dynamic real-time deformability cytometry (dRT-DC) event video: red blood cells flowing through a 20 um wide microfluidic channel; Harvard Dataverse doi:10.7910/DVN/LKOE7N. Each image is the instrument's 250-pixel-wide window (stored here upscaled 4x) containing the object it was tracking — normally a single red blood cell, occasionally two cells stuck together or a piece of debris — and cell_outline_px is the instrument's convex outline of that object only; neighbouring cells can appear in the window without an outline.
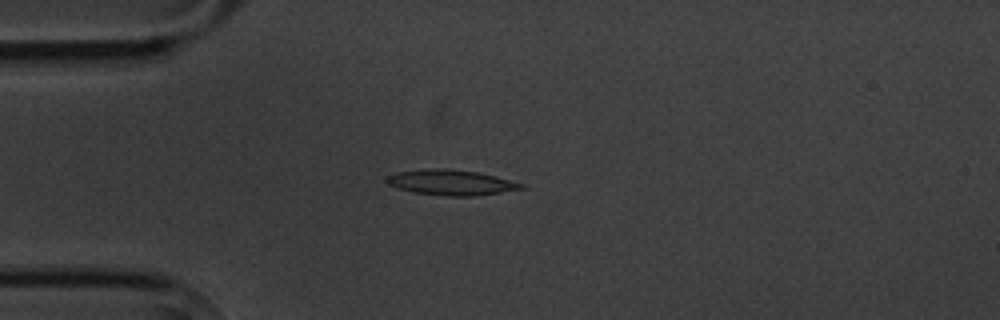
{"species": "common noctule bat (a hibernating species)", "species_latin": "Nyctalus noctula", "temperature_condition": "cold", "stored_images_in_passage": 1, "camera_frame_rate_fps": 3000, "um_per_image_px": 0.085, "animal": {"sex": "male", "body_mass_g": 20.1, "forearm_length_mm": 53.5}, "frame": {"image": 1, "passage_image": 1, "time_ms": 0.0, "image_size_px": [1000, 320], "cell_outline_px": [[524, 188], [500, 192], [472, 196], [448, 196], [412, 192], [388, 184], [384, 180], [388, 176], [396, 172], [432, 168], [444, 168], [476, 172], [496, 176], [524, 184]], "centroid_in_image_um": [38.31, 15.5], "position_along_channel_um": 46.7, "area_um2": 19.65}}